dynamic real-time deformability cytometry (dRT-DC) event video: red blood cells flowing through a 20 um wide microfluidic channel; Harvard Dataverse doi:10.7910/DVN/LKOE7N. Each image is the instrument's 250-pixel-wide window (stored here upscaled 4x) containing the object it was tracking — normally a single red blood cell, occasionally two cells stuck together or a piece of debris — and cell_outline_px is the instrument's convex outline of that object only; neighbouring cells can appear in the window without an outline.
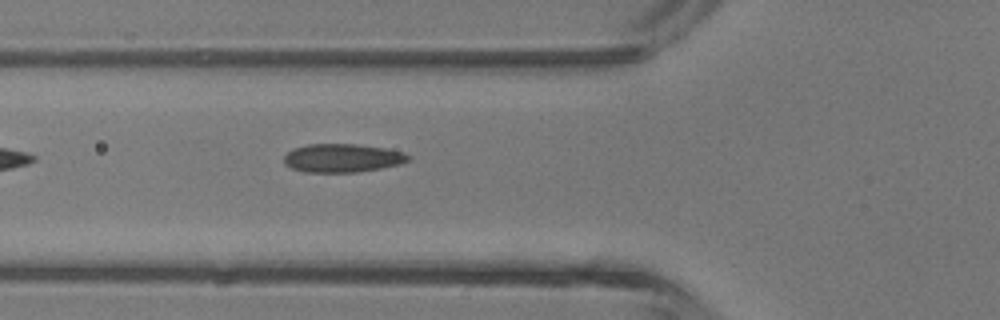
{"species": "common noctule bat (a hibernating species)", "species_latin": "Nyctalus noctula", "temperature_condition": "room temperature", "stored_images_in_passage": 4, "camera_frame_rate_fps": 3000, "um_per_image_px": 0.085, "animal": {"sex": "male", "body_mass_g": 13.3}, "frame": {"image": 1, "passage_image": 4, "time_ms": 4.333, "image_size_px": [1000, 320], "cell_outline_px": [[412, 156], [408, 160], [400, 164], [380, 168], [356, 172], [304, 172], [292, 168], [284, 164], [284, 156], [292, 148], [308, 144], [356, 144], [384, 148], [404, 152]], "centroid_in_image_um": [29.09, 13.43], "position_along_channel_um": 96.7, "area_um2": 20.63}}